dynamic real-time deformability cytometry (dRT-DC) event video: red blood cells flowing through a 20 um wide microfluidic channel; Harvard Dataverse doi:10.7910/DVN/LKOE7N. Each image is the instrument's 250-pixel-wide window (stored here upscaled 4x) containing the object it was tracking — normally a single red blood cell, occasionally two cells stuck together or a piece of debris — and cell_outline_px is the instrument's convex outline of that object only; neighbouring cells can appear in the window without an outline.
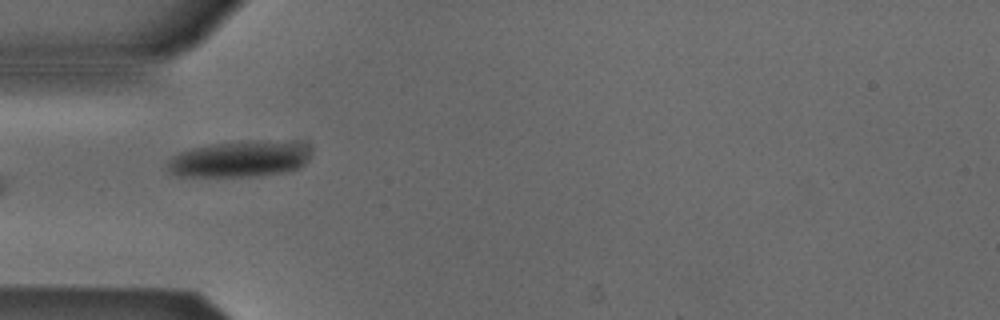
{"species": "Egyptian fruit bat (a non-hibernating species)", "species_latin": "Rousettus aegyptiacus", "temperature_condition": "cold", "stored_images_in_passage": 36, "camera_frame_rate_fps": 3000, "um_per_image_px": 0.085, "animal": {"sex": "male"}, "frame": {"image": 1, "passage_image": 1, "time_ms": 0.0, "image_size_px": [1000, 320], "cell_outline_px": [[312, 148], [308, 160], [300, 168], [288, 172], [260, 176], [176, 176], [168, 172], [168, 160], [172, 156], [180, 152], [192, 148], [212, 144], [296, 140]], "centroid_in_image_um": [20.44, 13.53], "position_along_channel_um": 64.6, "area_um2": 30.35}}
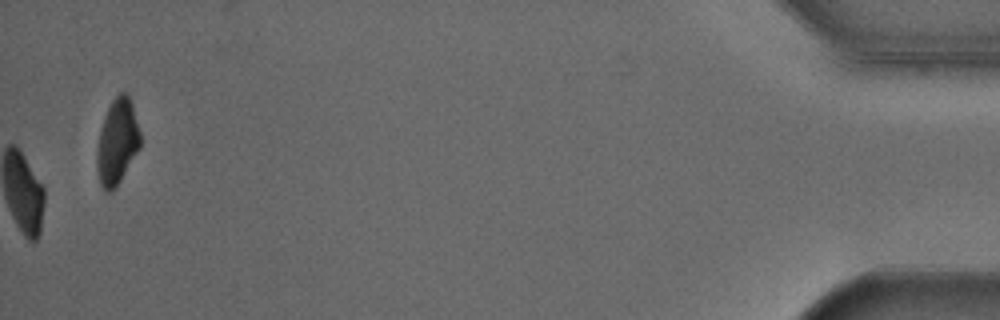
{"frame": {"image": 2, "passage_image": 36, "time_ms": 11.667, "image_size_px": [1000, 320], "cell_outline_px": [[140, 148], [120, 180], [112, 192], [104, 192], [100, 184], [96, 164], [96, 152], [100, 128], [104, 116], [112, 100], [120, 92], [124, 92], [128, 96], [132, 104], [140, 132]], "centroid_in_image_um": [9.94, 12.07], "position_along_channel_um": 425.3, "area_um2": 21.56}, "authors_computed_cell_mechanics": {"area_um2": 24.4205, "velocity_mm_per_s": 3.868, "shape_relaxation_time_tau1_ms": 4.3022, "shape_relaxation_time_tau2_ms": null, "deformation_change_tau1": 0.0695, "deformation_change_tau2": null}}